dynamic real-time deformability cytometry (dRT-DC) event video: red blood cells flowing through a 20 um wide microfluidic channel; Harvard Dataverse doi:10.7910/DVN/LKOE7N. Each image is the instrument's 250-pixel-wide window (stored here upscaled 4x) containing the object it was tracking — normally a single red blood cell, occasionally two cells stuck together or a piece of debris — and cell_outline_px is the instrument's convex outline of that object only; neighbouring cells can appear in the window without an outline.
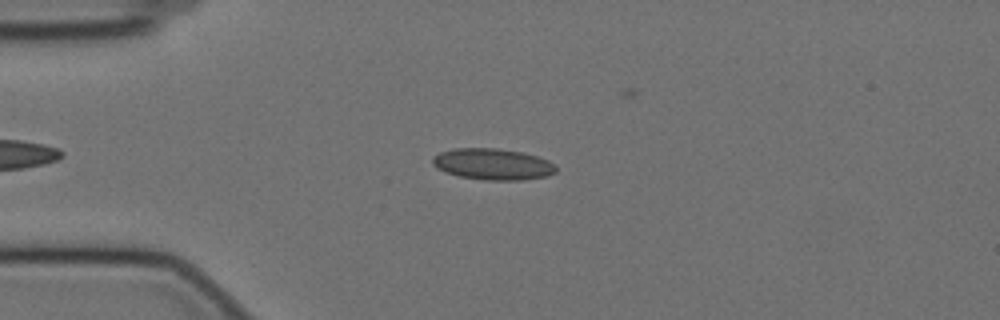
{"species": "Egyptian fruit bat (a non-hibernating species)", "species_latin": "Rousettus aegyptiacus", "temperature_condition": "cold", "stored_images_in_passage": 50, "camera_frame_rate_fps": 3000, "um_per_image_px": 0.085, "animal": {"sex": "female"}, "frame": {"image": 1, "passage_image": 12, "time_ms": 3.667, "image_size_px": [1000, 320], "cell_outline_px": [[556, 172], [548, 176], [520, 180], [484, 180], [460, 176], [444, 172], [436, 168], [432, 164], [432, 156], [440, 152], [452, 148], [496, 148], [524, 152], [548, 160], [556, 164]], "centroid_in_image_um": [41.87, 13.95], "position_along_channel_um": 43.1, "area_um2": 22.77}}
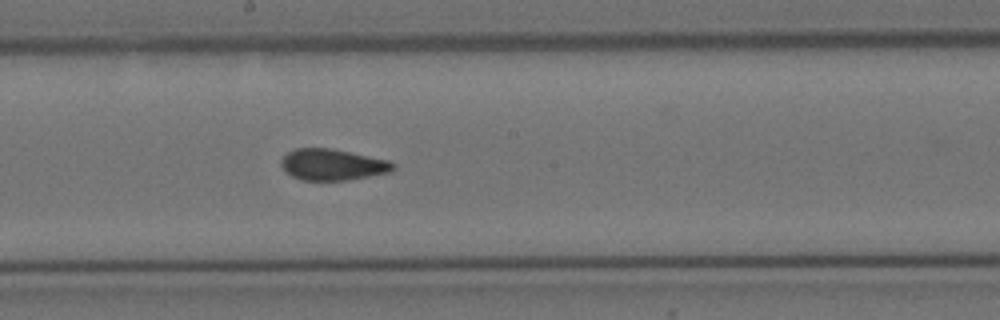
{"frame": {"image": 2, "passage_image": 29, "time_ms": 9.333, "image_size_px": [1000, 320], "cell_outline_px": [[396, 168], [392, 172], [348, 180], [300, 180], [292, 176], [280, 164], [280, 160], [288, 152], [296, 148], [328, 148], [388, 160], [396, 164]], "centroid_in_image_um": [28.28, 14.0], "position_along_channel_um": 219.9, "area_um2": 20.29}}
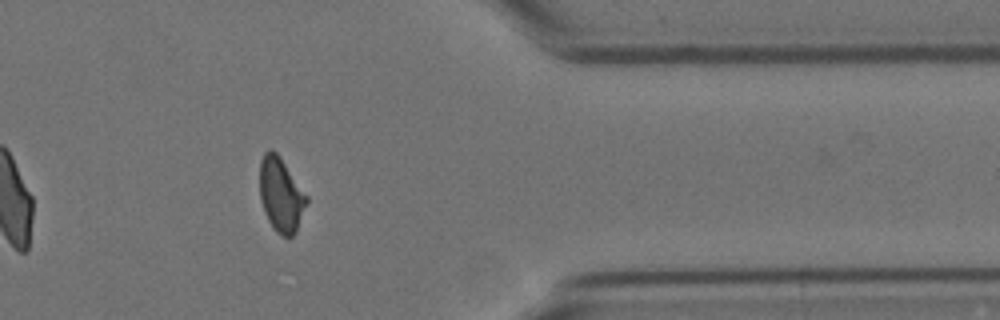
{"frame": {"image": 3, "passage_image": 45, "time_ms": 14.667, "image_size_px": [1000, 320], "cell_outline_px": [[308, 200], [296, 232], [292, 236], [284, 236], [276, 232], [272, 228], [264, 212], [260, 200], [260, 160], [264, 152], [268, 148], [276, 152], [280, 156], [308, 196]], "centroid_in_image_um": [23.87, 16.54], "position_along_channel_um": 387.5, "area_um2": 20.4}, "authors_computed_cell_mechanics": {"area_um2": 20.9236, "velocity_mm_per_s": 3.4855, "shape_relaxation_time_tau1_ms": null, "shape_relaxation_time_tau2_ms": 1.7842, "deformation_change_tau1": null, "deformation_change_tau2": 0.0559}}